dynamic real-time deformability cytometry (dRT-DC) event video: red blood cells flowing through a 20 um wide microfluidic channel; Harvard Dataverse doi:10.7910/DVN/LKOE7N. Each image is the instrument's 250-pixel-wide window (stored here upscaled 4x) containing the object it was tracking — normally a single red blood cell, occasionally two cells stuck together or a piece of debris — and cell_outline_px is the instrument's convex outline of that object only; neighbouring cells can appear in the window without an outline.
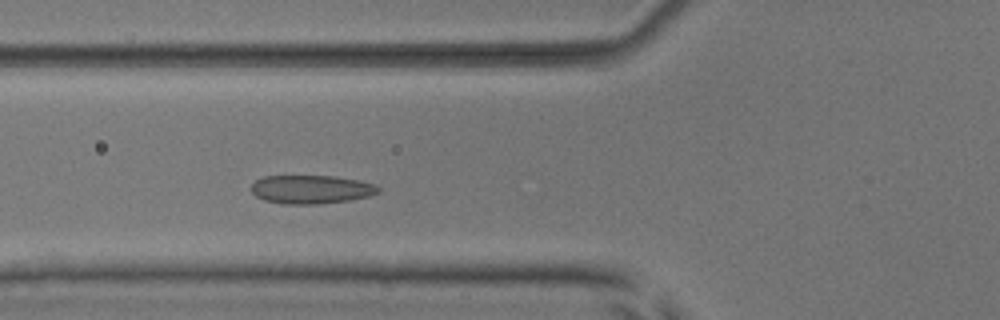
{"species": "common noctule bat (a hibernating species)", "species_latin": "Nyctalus noctula", "temperature_condition": "room temperature", "stored_images_in_passage": 47, "camera_frame_rate_fps": 3000, "um_per_image_px": 0.085, "animal": {"sex": "male", "body_mass_g": 17.9, "forearm_length_mm": 54.2}, "frame": {"image": 1, "passage_image": 14, "time_ms": 4.333, "image_size_px": [1000, 320], "cell_outline_px": [[380, 192], [368, 196], [348, 200], [316, 204], [284, 204], [264, 200], [256, 196], [252, 192], [252, 184], [256, 180], [264, 176], [336, 176], [376, 184], [380, 188]], "centroid_in_image_um": [26.45, 16.09], "position_along_channel_um": 99.4, "area_um2": 21.04}}
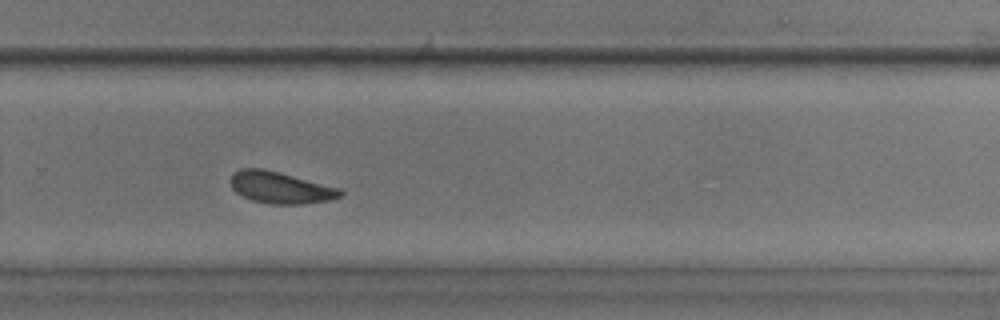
{"frame": {"image": 2, "passage_image": 30, "time_ms": 9.667, "image_size_px": [1000, 320], "cell_outline_px": [[344, 192], [340, 196], [332, 200], [304, 204], [268, 204], [252, 200], [236, 192], [232, 188], [228, 180], [232, 172], [240, 168], [264, 168], [340, 188]], "centroid_in_image_um": [23.8, 15.94], "position_along_channel_um": 306.0, "area_um2": 20.52}}
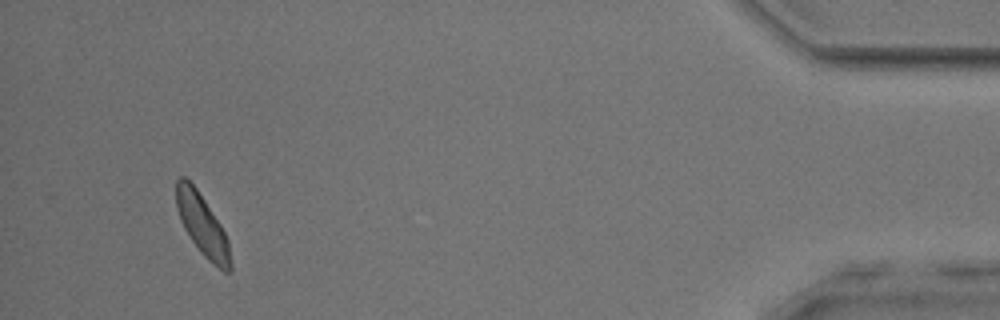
{"frame": {"image": 3, "passage_image": 44, "time_ms": 14.333, "image_size_px": [1000, 320], "cell_outline_px": [[232, 272], [224, 272], [212, 264], [200, 252], [184, 228], [180, 220], [176, 208], [176, 180], [180, 176], [184, 176], [196, 188], [220, 224], [228, 240], [232, 264]], "centroid_in_image_um": [17.2, 19.16], "position_along_channel_um": 418.0, "area_um2": 19.31}, "authors_computed_cell_mechanics": {"area_um2": 20.5768, "velocity_mm_per_s": 3.8897, "shape_relaxation_time_tau1_ms": 2.5508, "shape_relaxation_time_tau2_ms": 1.2929, "deformation_change_tau1": 0.0763, "deformation_change_tau2": 0.0486}}